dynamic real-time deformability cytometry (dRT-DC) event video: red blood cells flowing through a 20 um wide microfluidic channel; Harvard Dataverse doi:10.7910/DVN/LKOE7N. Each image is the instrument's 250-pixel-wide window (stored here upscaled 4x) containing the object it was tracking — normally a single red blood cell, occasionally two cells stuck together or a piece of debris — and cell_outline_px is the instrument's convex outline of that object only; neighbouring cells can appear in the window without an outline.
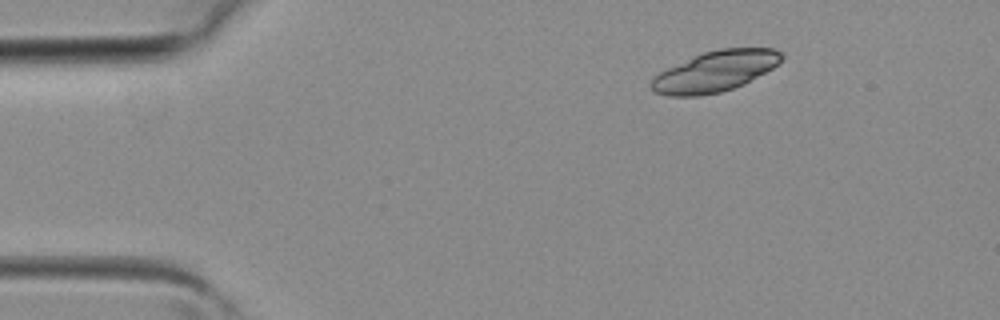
{"species": "common noctule bat (a hibernating species)", "species_latin": "Nyctalus noctula", "temperature_condition": "room temperature", "stored_images_in_passage": 4, "camera_frame_rate_fps": 3000, "um_per_image_px": 0.085, "animal": {"sex": "female", "body_mass_g": 19.3, "forearm_length_mm": 54.1}, "frame": {"image": 1, "passage_image": 2, "time_ms": 0.333, "image_size_px": [1000, 320], "cell_outline_px": [[784, 56], [772, 68], [744, 84], [720, 92], [700, 96], [668, 96], [656, 92], [648, 84], [660, 72], [668, 68], [704, 52], [720, 48], [776, 48]], "centroid_in_image_um": [60.79, 6.07], "position_along_channel_um": 24.2, "area_um2": 30.4}}